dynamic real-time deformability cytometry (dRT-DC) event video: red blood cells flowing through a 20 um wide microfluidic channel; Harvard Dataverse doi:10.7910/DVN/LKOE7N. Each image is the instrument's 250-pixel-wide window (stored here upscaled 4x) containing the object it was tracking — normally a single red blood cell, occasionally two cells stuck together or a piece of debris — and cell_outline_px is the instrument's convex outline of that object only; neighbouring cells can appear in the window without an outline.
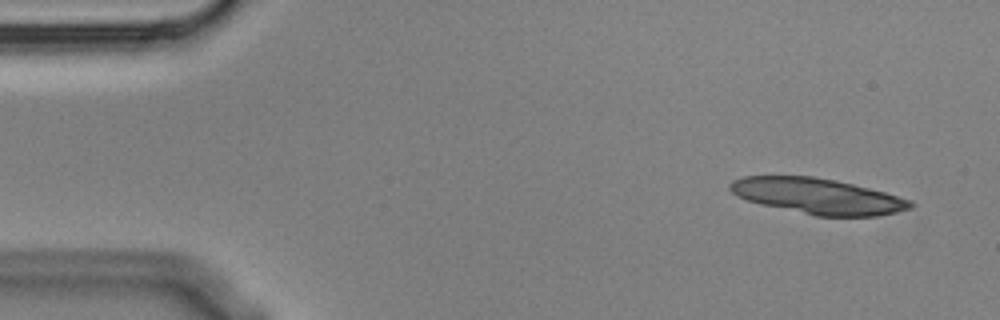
{"species": "Egyptian fruit bat (a non-hibernating species)", "species_latin": "Rousettus aegyptiacus", "temperature_condition": "cold", "stored_images_in_passage": 12, "camera_frame_rate_fps": 3000, "um_per_image_px": 0.085, "animal": {"sex": "male"}, "frame": {"image": 1, "passage_image": 1, "time_ms": 0.0, "image_size_px": [1000, 320], "cell_outline_px": [[916, 204], [912, 208], [896, 212], [876, 216], [816, 216], [760, 204], [736, 196], [728, 188], [728, 184], [732, 180], [744, 176], [812, 176], [852, 184], [884, 192], [912, 200]], "centroid_in_image_um": [69.49, 16.67], "position_along_channel_um": 15.5, "area_um2": 37.4}}
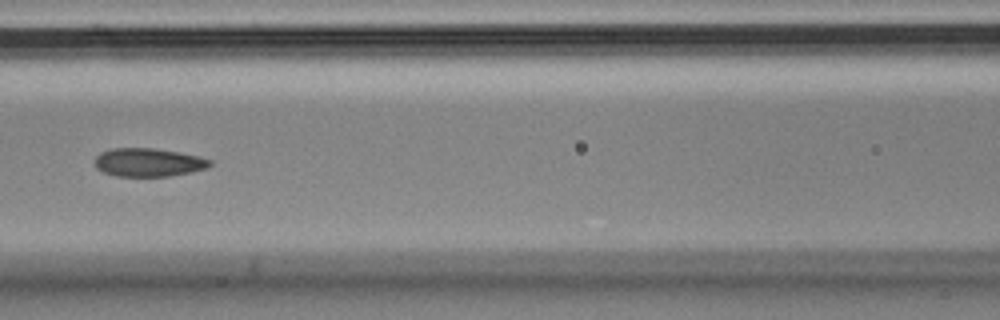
{"frame": {"image": 2, "passage_image": 6, "time_ms": 1.667, "image_size_px": [1000, 320], "cell_outline_px": [[212, 164], [208, 168], [192, 172], [168, 176], [116, 176], [104, 172], [96, 168], [96, 156], [100, 152], [112, 148], [152, 148], [200, 156], [212, 160]], "centroid_in_image_um": [12.64, 13.8], "position_along_channel_um": 154.0, "area_um2": 19.02}}
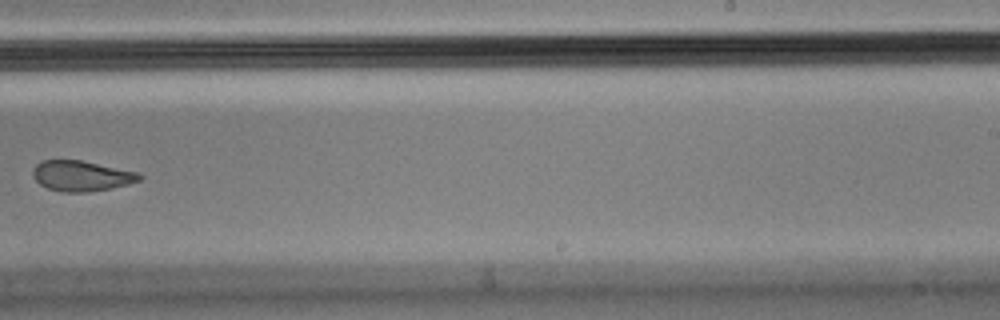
{"frame": {"image": 3, "passage_image": 9, "time_ms": 2.667, "image_size_px": [1000, 320], "cell_outline_px": [[144, 176], [140, 180], [128, 184], [88, 192], [60, 192], [48, 188], [40, 184], [32, 176], [32, 168], [36, 164], [44, 160], [80, 160], [140, 172]], "centroid_in_image_um": [6.92, 14.94], "position_along_channel_um": 282.1, "area_um2": 18.96}}